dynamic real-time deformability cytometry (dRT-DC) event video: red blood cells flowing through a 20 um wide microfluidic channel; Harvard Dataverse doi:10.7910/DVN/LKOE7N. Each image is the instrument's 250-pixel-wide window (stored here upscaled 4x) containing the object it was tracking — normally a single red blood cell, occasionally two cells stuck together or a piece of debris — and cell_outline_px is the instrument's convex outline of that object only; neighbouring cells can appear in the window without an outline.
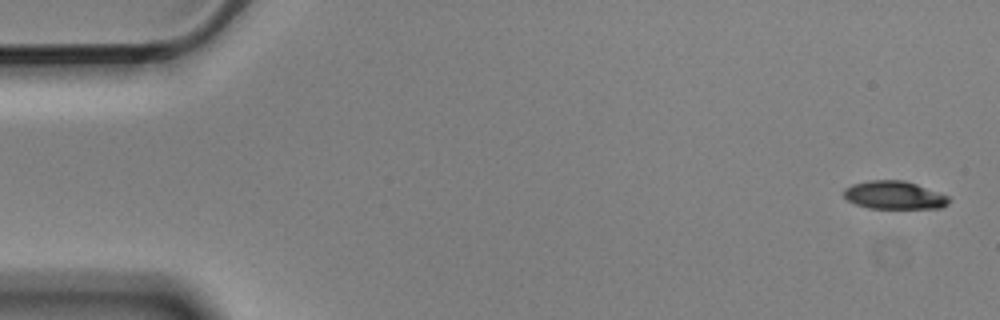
{"species": "Egyptian fruit bat (a non-hibernating species)", "species_latin": "Rousettus aegyptiacus", "temperature_condition": "cold", "stored_images_in_passage": 5, "camera_frame_rate_fps": 3000, "um_per_image_px": 0.085, "animal": {"sex": "male"}, "frame": {"image": 1, "passage_image": 1, "time_ms": 0.0, "image_size_px": [1000, 320], "cell_outline_px": [[952, 200], [948, 204], [940, 208], [868, 208], [856, 204], [848, 200], [844, 196], [844, 188], [852, 184], [868, 180], [904, 180], [916, 184], [948, 196]], "centroid_in_image_um": [76.01, 16.58], "position_along_channel_um": 9.0, "area_um2": 17.17}}